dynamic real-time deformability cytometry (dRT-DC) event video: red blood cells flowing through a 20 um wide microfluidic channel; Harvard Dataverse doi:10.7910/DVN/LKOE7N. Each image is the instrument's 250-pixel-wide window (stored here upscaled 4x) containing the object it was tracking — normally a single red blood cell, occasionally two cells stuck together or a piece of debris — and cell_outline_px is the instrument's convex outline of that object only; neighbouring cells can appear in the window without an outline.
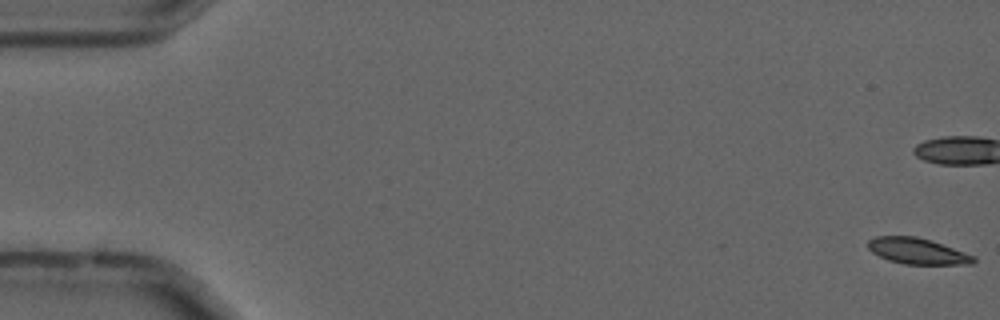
{"species": "common noctule bat (a hibernating species)", "species_latin": "Nyctalus noctula", "temperature_condition": "cold", "stored_images_in_passage": 57, "camera_frame_rate_fps": 3000, "um_per_image_px": 0.085, "animal": {"sex": "male", "forearm_length_mm": 52.5}, "frame": {"image": 1, "passage_image": 1, "time_ms": 0.0, "image_size_px": [1000, 320], "cell_outline_px": [[976, 260], [972, 264], [904, 264], [888, 260], [872, 252], [868, 248], [868, 240], [876, 236], [916, 236], [932, 240], [976, 256]], "centroid_in_image_um": [77.99, 21.34], "position_along_channel_um": 7.0, "area_um2": 16.07}, "authors_computed_cell_mechanics": {"area_um2": 16.5308, "velocity_mm_per_s": 3.6969, "shape_relaxation_time_tau1_ms": null, "shape_relaxation_time_tau2_ms": 10.583, "deformation_change_tau1": null, "deformation_change_tau2": 0.1618}}